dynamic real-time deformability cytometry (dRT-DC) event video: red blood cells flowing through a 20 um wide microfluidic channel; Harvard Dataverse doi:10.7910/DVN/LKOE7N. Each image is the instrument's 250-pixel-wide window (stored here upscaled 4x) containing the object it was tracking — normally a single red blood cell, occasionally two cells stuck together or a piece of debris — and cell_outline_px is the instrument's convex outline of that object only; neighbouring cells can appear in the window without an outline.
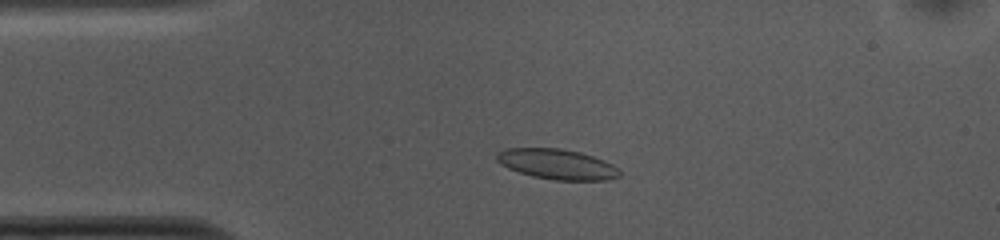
{"species": "common noctule bat (a hibernating species)", "species_latin": "Nyctalus noctula", "temperature_condition": "cold", "stored_images_in_passage": 50, "camera_frame_rate_fps": 3000, "um_per_image_px": 0.085, "animal": {"sex": "female", "body_mass_g": 10.0, "forearm_length_mm": 53.1}, "frame": {"image": 1, "passage_image": 8, "time_ms": 2.333, "image_size_px": [1000, 240], "cell_outline_px": [[620, 176], [608, 180], [552, 180], [532, 176], [508, 168], [500, 164], [496, 160], [496, 152], [504, 148], [560, 148], [580, 152], [604, 160], [620, 168]], "centroid_in_image_um": [47.34, 13.95], "position_along_channel_um": 37.7, "area_um2": 21.85}}
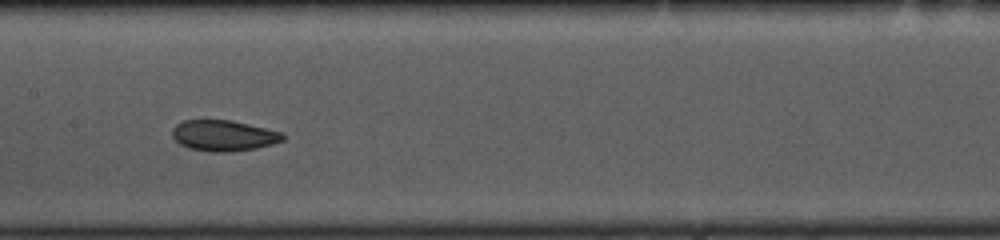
{"frame": {"image": 2, "passage_image": 22, "time_ms": 7.0, "image_size_px": [1000, 240], "cell_outline_px": [[284, 140], [272, 144], [256, 148], [232, 152], [212, 152], [188, 148], [180, 144], [172, 136], [172, 128], [176, 124], [184, 120], [232, 120], [284, 132]], "centroid_in_image_um": [19.02, 11.52], "position_along_channel_um": 188.4, "area_um2": 20.06}}
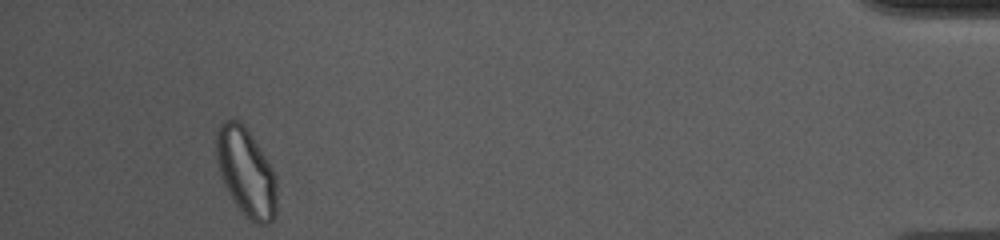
{"frame": {"image": 3, "passage_image": 46, "time_ms": 15.0, "image_size_px": [1000, 240], "cell_outline_px": [[276, 216], [268, 224], [256, 224], [248, 220], [232, 200], [224, 184], [220, 172], [216, 156], [216, 128], [224, 120], [240, 120], [244, 124], [272, 168], [276, 176]], "centroid_in_image_um": [20.91, 14.65], "position_along_channel_um": 414.3, "area_um2": 31.15}, "authors_computed_cell_mechanics": {"area_um2": 21.386, "velocity_mm_per_s": 3.7149, "shape_relaxation_time_tau1_ms": null, "shape_relaxation_time_tau2_ms": 5.9002, "deformation_change_tau1": null, "deformation_change_tau2": 0.0925}}